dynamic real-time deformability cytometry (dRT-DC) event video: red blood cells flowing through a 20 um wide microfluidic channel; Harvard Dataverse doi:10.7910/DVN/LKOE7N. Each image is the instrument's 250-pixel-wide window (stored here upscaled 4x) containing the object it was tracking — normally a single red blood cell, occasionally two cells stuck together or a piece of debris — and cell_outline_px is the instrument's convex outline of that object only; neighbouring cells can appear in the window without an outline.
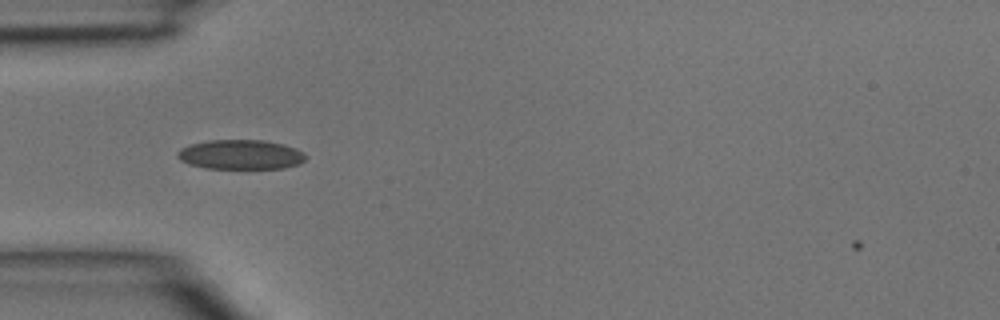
{"species": "common noctule bat (a hibernating species)", "species_latin": "Nyctalus noctula", "temperature_condition": "room temperature", "stored_images_in_passage": 2, "camera_frame_rate_fps": 3000, "um_per_image_px": 0.085, "animal": {"sex": "male", "body_mass_g": 15.6}, "frame": {"image": 1, "passage_image": 1, "time_ms": 0.0, "image_size_px": [1000, 320], "cell_outline_px": [[304, 160], [300, 164], [284, 168], [208, 168], [188, 164], [180, 160], [176, 156], [176, 152], [180, 148], [192, 144], [208, 140], [264, 140], [284, 144], [296, 148], [304, 152]], "centroid_in_image_um": [20.44, 13.13], "position_along_channel_um": 64.6, "area_um2": 22.14}}
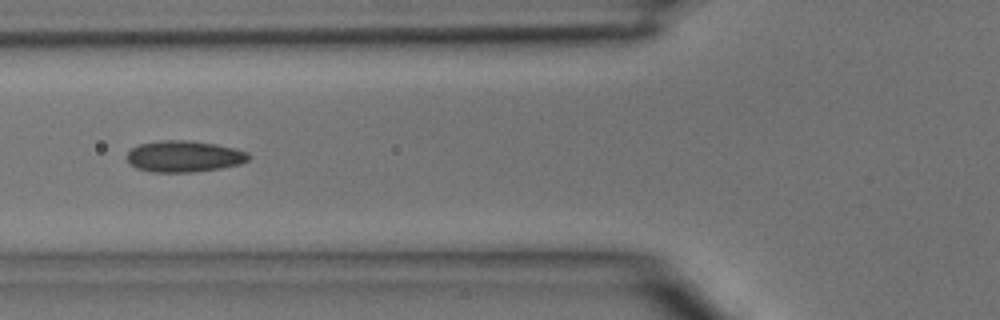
{"frame": {"image": 2, "passage_image": 2, "time_ms": 0.333, "image_size_px": [1000, 320], "cell_outline_px": [[252, 156], [248, 160], [240, 164], [220, 168], [192, 172], [152, 172], [136, 168], [128, 164], [124, 156], [132, 148], [140, 144], [160, 140], [188, 140], [216, 144], [236, 148], [248, 152]], "centroid_in_image_um": [15.63, 13.29], "position_along_channel_um": 110.2, "area_um2": 22.54}}